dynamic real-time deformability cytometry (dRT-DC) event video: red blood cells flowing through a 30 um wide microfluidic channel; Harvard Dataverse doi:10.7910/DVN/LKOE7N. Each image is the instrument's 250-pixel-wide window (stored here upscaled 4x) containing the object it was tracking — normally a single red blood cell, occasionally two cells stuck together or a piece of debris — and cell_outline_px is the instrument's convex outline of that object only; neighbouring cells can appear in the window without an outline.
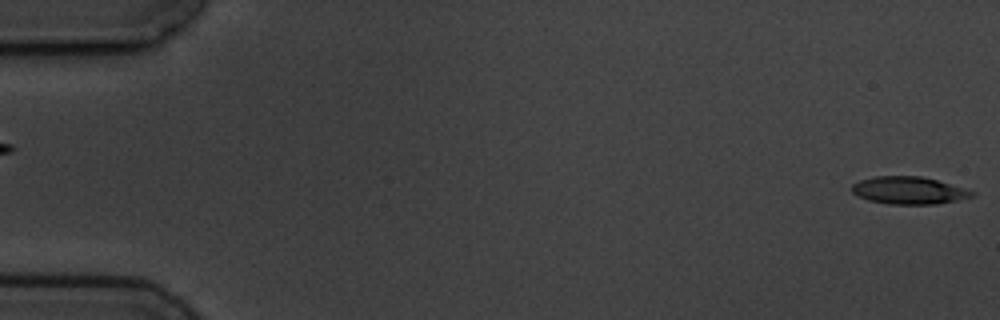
{"species": "common noctule bat (a hibernating species)", "species_latin": "Nyctalus noctula", "temperature_condition": "cold", "stored_images_in_passage": 5, "segment_of_instrument_passage": [2, 2], "camera_frame_rate_fps": 3000, "um_per_image_px": 0.085, "animal": {"sex": "male", "body_mass_g": 19.5, "forearm_length_mm": 54.6}, "frame": {"image": 1, "passage_image": 5, "time_ms": 6.0, "image_size_px": [1000, 320], "cell_outline_px": [[976, 192], [972, 196], [956, 200], [936, 204], [888, 204], [868, 200], [852, 192], [852, 184], [860, 180], [876, 176], [920, 176], [936, 180], [964, 188]], "centroid_in_image_um": [77.23, 16.18], "position_along_channel_um": 7.8, "area_um2": 18.96}}